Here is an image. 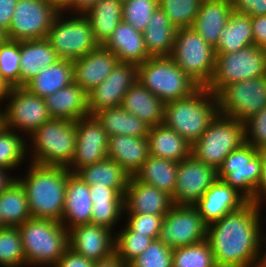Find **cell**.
Returning <instances> with one entry per match:
<instances>
[{
  "label": "cell",
  "mask_w": 266,
  "mask_h": 267,
  "mask_svg": "<svg viewBox=\"0 0 266 267\" xmlns=\"http://www.w3.org/2000/svg\"><path fill=\"white\" fill-rule=\"evenodd\" d=\"M261 206L248 202L207 226L206 240L217 267H258L264 265ZM263 242V243H262Z\"/></svg>",
  "instance_id": "obj_1"
},
{
  "label": "cell",
  "mask_w": 266,
  "mask_h": 267,
  "mask_svg": "<svg viewBox=\"0 0 266 267\" xmlns=\"http://www.w3.org/2000/svg\"><path fill=\"white\" fill-rule=\"evenodd\" d=\"M24 177H17L27 193L32 218L61 222L63 217L67 167L30 163Z\"/></svg>",
  "instance_id": "obj_2"
},
{
  "label": "cell",
  "mask_w": 266,
  "mask_h": 267,
  "mask_svg": "<svg viewBox=\"0 0 266 267\" xmlns=\"http://www.w3.org/2000/svg\"><path fill=\"white\" fill-rule=\"evenodd\" d=\"M218 114L216 95L207 87H199L185 98L165 103L163 124L192 146Z\"/></svg>",
  "instance_id": "obj_3"
},
{
  "label": "cell",
  "mask_w": 266,
  "mask_h": 267,
  "mask_svg": "<svg viewBox=\"0 0 266 267\" xmlns=\"http://www.w3.org/2000/svg\"><path fill=\"white\" fill-rule=\"evenodd\" d=\"M18 229L26 266L53 267L69 248V231L59 221L29 218Z\"/></svg>",
  "instance_id": "obj_4"
},
{
  "label": "cell",
  "mask_w": 266,
  "mask_h": 267,
  "mask_svg": "<svg viewBox=\"0 0 266 267\" xmlns=\"http://www.w3.org/2000/svg\"><path fill=\"white\" fill-rule=\"evenodd\" d=\"M31 161L29 163L68 167L73 160L76 145L75 122L51 118L31 136ZM34 144V145H33Z\"/></svg>",
  "instance_id": "obj_5"
},
{
  "label": "cell",
  "mask_w": 266,
  "mask_h": 267,
  "mask_svg": "<svg viewBox=\"0 0 266 267\" xmlns=\"http://www.w3.org/2000/svg\"><path fill=\"white\" fill-rule=\"evenodd\" d=\"M138 66V81L164 103L185 98L200 86L170 56L150 57Z\"/></svg>",
  "instance_id": "obj_6"
},
{
  "label": "cell",
  "mask_w": 266,
  "mask_h": 267,
  "mask_svg": "<svg viewBox=\"0 0 266 267\" xmlns=\"http://www.w3.org/2000/svg\"><path fill=\"white\" fill-rule=\"evenodd\" d=\"M170 57L200 87H207L211 82L215 50L192 27L177 29Z\"/></svg>",
  "instance_id": "obj_7"
},
{
  "label": "cell",
  "mask_w": 266,
  "mask_h": 267,
  "mask_svg": "<svg viewBox=\"0 0 266 267\" xmlns=\"http://www.w3.org/2000/svg\"><path fill=\"white\" fill-rule=\"evenodd\" d=\"M244 143L245 123L218 114L205 133L192 145L191 154L218 170L225 157Z\"/></svg>",
  "instance_id": "obj_8"
},
{
  "label": "cell",
  "mask_w": 266,
  "mask_h": 267,
  "mask_svg": "<svg viewBox=\"0 0 266 267\" xmlns=\"http://www.w3.org/2000/svg\"><path fill=\"white\" fill-rule=\"evenodd\" d=\"M215 54V71L207 86L215 95L232 83L266 75V51L255 44L235 53Z\"/></svg>",
  "instance_id": "obj_9"
},
{
  "label": "cell",
  "mask_w": 266,
  "mask_h": 267,
  "mask_svg": "<svg viewBox=\"0 0 266 267\" xmlns=\"http://www.w3.org/2000/svg\"><path fill=\"white\" fill-rule=\"evenodd\" d=\"M63 13L59 11L53 20L47 39L60 59L73 61L96 49L99 43L85 14L66 19Z\"/></svg>",
  "instance_id": "obj_10"
},
{
  "label": "cell",
  "mask_w": 266,
  "mask_h": 267,
  "mask_svg": "<svg viewBox=\"0 0 266 267\" xmlns=\"http://www.w3.org/2000/svg\"><path fill=\"white\" fill-rule=\"evenodd\" d=\"M217 178L236 189L249 202H255L261 179L260 151L245 142L225 157L217 170Z\"/></svg>",
  "instance_id": "obj_11"
},
{
  "label": "cell",
  "mask_w": 266,
  "mask_h": 267,
  "mask_svg": "<svg viewBox=\"0 0 266 267\" xmlns=\"http://www.w3.org/2000/svg\"><path fill=\"white\" fill-rule=\"evenodd\" d=\"M216 97L219 114L245 123L266 106V75L225 86Z\"/></svg>",
  "instance_id": "obj_12"
},
{
  "label": "cell",
  "mask_w": 266,
  "mask_h": 267,
  "mask_svg": "<svg viewBox=\"0 0 266 267\" xmlns=\"http://www.w3.org/2000/svg\"><path fill=\"white\" fill-rule=\"evenodd\" d=\"M58 12L46 0H18L9 30L6 32L8 40L47 38Z\"/></svg>",
  "instance_id": "obj_13"
},
{
  "label": "cell",
  "mask_w": 266,
  "mask_h": 267,
  "mask_svg": "<svg viewBox=\"0 0 266 267\" xmlns=\"http://www.w3.org/2000/svg\"><path fill=\"white\" fill-rule=\"evenodd\" d=\"M206 234L207 225L194 205H173L164 216L158 240L173 249L206 240Z\"/></svg>",
  "instance_id": "obj_14"
},
{
  "label": "cell",
  "mask_w": 266,
  "mask_h": 267,
  "mask_svg": "<svg viewBox=\"0 0 266 267\" xmlns=\"http://www.w3.org/2000/svg\"><path fill=\"white\" fill-rule=\"evenodd\" d=\"M7 107L3 111V126L11 130L22 131L31 136L41 125L51 119L45 99L25 87H14L6 98ZM20 130V131H19Z\"/></svg>",
  "instance_id": "obj_15"
},
{
  "label": "cell",
  "mask_w": 266,
  "mask_h": 267,
  "mask_svg": "<svg viewBox=\"0 0 266 267\" xmlns=\"http://www.w3.org/2000/svg\"><path fill=\"white\" fill-rule=\"evenodd\" d=\"M217 179V170L192 154L179 162L173 205H194Z\"/></svg>",
  "instance_id": "obj_16"
},
{
  "label": "cell",
  "mask_w": 266,
  "mask_h": 267,
  "mask_svg": "<svg viewBox=\"0 0 266 267\" xmlns=\"http://www.w3.org/2000/svg\"><path fill=\"white\" fill-rule=\"evenodd\" d=\"M75 128L73 160L67 167L71 173L107 158L108 135L94 116L89 115L77 120Z\"/></svg>",
  "instance_id": "obj_17"
},
{
  "label": "cell",
  "mask_w": 266,
  "mask_h": 267,
  "mask_svg": "<svg viewBox=\"0 0 266 267\" xmlns=\"http://www.w3.org/2000/svg\"><path fill=\"white\" fill-rule=\"evenodd\" d=\"M137 81L138 66L135 63L118 62L108 77L87 94L89 115L121 106L125 94Z\"/></svg>",
  "instance_id": "obj_18"
},
{
  "label": "cell",
  "mask_w": 266,
  "mask_h": 267,
  "mask_svg": "<svg viewBox=\"0 0 266 267\" xmlns=\"http://www.w3.org/2000/svg\"><path fill=\"white\" fill-rule=\"evenodd\" d=\"M68 231L69 248L79 255L99 261L115 253V235L107 227L87 223L73 226Z\"/></svg>",
  "instance_id": "obj_19"
},
{
  "label": "cell",
  "mask_w": 266,
  "mask_h": 267,
  "mask_svg": "<svg viewBox=\"0 0 266 267\" xmlns=\"http://www.w3.org/2000/svg\"><path fill=\"white\" fill-rule=\"evenodd\" d=\"M248 202L236 189L217 178L194 206L208 226L224 215L241 209Z\"/></svg>",
  "instance_id": "obj_20"
},
{
  "label": "cell",
  "mask_w": 266,
  "mask_h": 267,
  "mask_svg": "<svg viewBox=\"0 0 266 267\" xmlns=\"http://www.w3.org/2000/svg\"><path fill=\"white\" fill-rule=\"evenodd\" d=\"M118 62L112 51L99 45L85 56L73 60V82L88 94L108 77Z\"/></svg>",
  "instance_id": "obj_21"
},
{
  "label": "cell",
  "mask_w": 266,
  "mask_h": 267,
  "mask_svg": "<svg viewBox=\"0 0 266 267\" xmlns=\"http://www.w3.org/2000/svg\"><path fill=\"white\" fill-rule=\"evenodd\" d=\"M173 206L171 196L132 176L124 193V212L166 215Z\"/></svg>",
  "instance_id": "obj_22"
},
{
  "label": "cell",
  "mask_w": 266,
  "mask_h": 267,
  "mask_svg": "<svg viewBox=\"0 0 266 267\" xmlns=\"http://www.w3.org/2000/svg\"><path fill=\"white\" fill-rule=\"evenodd\" d=\"M92 206L89 185L71 173L66 183L62 225L69 230L76 225L91 223Z\"/></svg>",
  "instance_id": "obj_23"
},
{
  "label": "cell",
  "mask_w": 266,
  "mask_h": 267,
  "mask_svg": "<svg viewBox=\"0 0 266 267\" xmlns=\"http://www.w3.org/2000/svg\"><path fill=\"white\" fill-rule=\"evenodd\" d=\"M150 156L147 137L113 135L108 137L107 157L116 161L131 177Z\"/></svg>",
  "instance_id": "obj_24"
},
{
  "label": "cell",
  "mask_w": 266,
  "mask_h": 267,
  "mask_svg": "<svg viewBox=\"0 0 266 267\" xmlns=\"http://www.w3.org/2000/svg\"><path fill=\"white\" fill-rule=\"evenodd\" d=\"M232 12L231 0H203L192 28L215 49Z\"/></svg>",
  "instance_id": "obj_25"
},
{
  "label": "cell",
  "mask_w": 266,
  "mask_h": 267,
  "mask_svg": "<svg viewBox=\"0 0 266 267\" xmlns=\"http://www.w3.org/2000/svg\"><path fill=\"white\" fill-rule=\"evenodd\" d=\"M103 46L112 51L119 62L139 65L151 57L146 50L143 33L123 20Z\"/></svg>",
  "instance_id": "obj_26"
},
{
  "label": "cell",
  "mask_w": 266,
  "mask_h": 267,
  "mask_svg": "<svg viewBox=\"0 0 266 267\" xmlns=\"http://www.w3.org/2000/svg\"><path fill=\"white\" fill-rule=\"evenodd\" d=\"M127 188L89 186L92 206L91 223L113 230L124 212V193Z\"/></svg>",
  "instance_id": "obj_27"
},
{
  "label": "cell",
  "mask_w": 266,
  "mask_h": 267,
  "mask_svg": "<svg viewBox=\"0 0 266 267\" xmlns=\"http://www.w3.org/2000/svg\"><path fill=\"white\" fill-rule=\"evenodd\" d=\"M44 99L51 118L76 122L89 116L87 93L75 82Z\"/></svg>",
  "instance_id": "obj_28"
},
{
  "label": "cell",
  "mask_w": 266,
  "mask_h": 267,
  "mask_svg": "<svg viewBox=\"0 0 266 267\" xmlns=\"http://www.w3.org/2000/svg\"><path fill=\"white\" fill-rule=\"evenodd\" d=\"M19 86H24L43 68L60 60L47 38L19 41Z\"/></svg>",
  "instance_id": "obj_29"
},
{
  "label": "cell",
  "mask_w": 266,
  "mask_h": 267,
  "mask_svg": "<svg viewBox=\"0 0 266 267\" xmlns=\"http://www.w3.org/2000/svg\"><path fill=\"white\" fill-rule=\"evenodd\" d=\"M121 107L150 127L163 124L165 103L139 81L129 88L122 99Z\"/></svg>",
  "instance_id": "obj_30"
},
{
  "label": "cell",
  "mask_w": 266,
  "mask_h": 267,
  "mask_svg": "<svg viewBox=\"0 0 266 267\" xmlns=\"http://www.w3.org/2000/svg\"><path fill=\"white\" fill-rule=\"evenodd\" d=\"M176 31L177 28L158 6L142 32L148 54L151 57L171 56Z\"/></svg>",
  "instance_id": "obj_31"
},
{
  "label": "cell",
  "mask_w": 266,
  "mask_h": 267,
  "mask_svg": "<svg viewBox=\"0 0 266 267\" xmlns=\"http://www.w3.org/2000/svg\"><path fill=\"white\" fill-rule=\"evenodd\" d=\"M147 138L152 156L179 163L191 155L192 146L164 124L150 127Z\"/></svg>",
  "instance_id": "obj_32"
},
{
  "label": "cell",
  "mask_w": 266,
  "mask_h": 267,
  "mask_svg": "<svg viewBox=\"0 0 266 267\" xmlns=\"http://www.w3.org/2000/svg\"><path fill=\"white\" fill-rule=\"evenodd\" d=\"M71 83H73V61L60 59L55 64L43 68L23 87L31 93L45 98Z\"/></svg>",
  "instance_id": "obj_33"
},
{
  "label": "cell",
  "mask_w": 266,
  "mask_h": 267,
  "mask_svg": "<svg viewBox=\"0 0 266 267\" xmlns=\"http://www.w3.org/2000/svg\"><path fill=\"white\" fill-rule=\"evenodd\" d=\"M93 116L102 125L108 137L113 135L148 136L150 126L138 117L125 111L121 106L102 109Z\"/></svg>",
  "instance_id": "obj_34"
},
{
  "label": "cell",
  "mask_w": 266,
  "mask_h": 267,
  "mask_svg": "<svg viewBox=\"0 0 266 267\" xmlns=\"http://www.w3.org/2000/svg\"><path fill=\"white\" fill-rule=\"evenodd\" d=\"M178 164L172 160L150 155L134 177L172 196L177 182Z\"/></svg>",
  "instance_id": "obj_35"
},
{
  "label": "cell",
  "mask_w": 266,
  "mask_h": 267,
  "mask_svg": "<svg viewBox=\"0 0 266 267\" xmlns=\"http://www.w3.org/2000/svg\"><path fill=\"white\" fill-rule=\"evenodd\" d=\"M122 5L119 0H97L85 13L99 45H103L108 40L122 21Z\"/></svg>",
  "instance_id": "obj_36"
},
{
  "label": "cell",
  "mask_w": 266,
  "mask_h": 267,
  "mask_svg": "<svg viewBox=\"0 0 266 267\" xmlns=\"http://www.w3.org/2000/svg\"><path fill=\"white\" fill-rule=\"evenodd\" d=\"M254 44L251 17L232 12L221 32L215 52L235 53Z\"/></svg>",
  "instance_id": "obj_37"
},
{
  "label": "cell",
  "mask_w": 266,
  "mask_h": 267,
  "mask_svg": "<svg viewBox=\"0 0 266 267\" xmlns=\"http://www.w3.org/2000/svg\"><path fill=\"white\" fill-rule=\"evenodd\" d=\"M89 186L108 188H127L131 176L114 160L105 158L95 164L87 165L76 173Z\"/></svg>",
  "instance_id": "obj_38"
},
{
  "label": "cell",
  "mask_w": 266,
  "mask_h": 267,
  "mask_svg": "<svg viewBox=\"0 0 266 267\" xmlns=\"http://www.w3.org/2000/svg\"><path fill=\"white\" fill-rule=\"evenodd\" d=\"M0 214L8 227H18L32 218L27 193L18 179L0 194Z\"/></svg>",
  "instance_id": "obj_39"
},
{
  "label": "cell",
  "mask_w": 266,
  "mask_h": 267,
  "mask_svg": "<svg viewBox=\"0 0 266 267\" xmlns=\"http://www.w3.org/2000/svg\"><path fill=\"white\" fill-rule=\"evenodd\" d=\"M21 135V136H20ZM26 139L24 140L22 133L0 127V167L12 171L25 161L28 149Z\"/></svg>",
  "instance_id": "obj_40"
},
{
  "label": "cell",
  "mask_w": 266,
  "mask_h": 267,
  "mask_svg": "<svg viewBox=\"0 0 266 267\" xmlns=\"http://www.w3.org/2000/svg\"><path fill=\"white\" fill-rule=\"evenodd\" d=\"M173 267H217L207 240L173 248Z\"/></svg>",
  "instance_id": "obj_41"
},
{
  "label": "cell",
  "mask_w": 266,
  "mask_h": 267,
  "mask_svg": "<svg viewBox=\"0 0 266 267\" xmlns=\"http://www.w3.org/2000/svg\"><path fill=\"white\" fill-rule=\"evenodd\" d=\"M0 265L23 267L26 265L21 233L18 227L0 229Z\"/></svg>",
  "instance_id": "obj_42"
},
{
  "label": "cell",
  "mask_w": 266,
  "mask_h": 267,
  "mask_svg": "<svg viewBox=\"0 0 266 267\" xmlns=\"http://www.w3.org/2000/svg\"><path fill=\"white\" fill-rule=\"evenodd\" d=\"M203 0H158V6L178 28L192 27Z\"/></svg>",
  "instance_id": "obj_43"
},
{
  "label": "cell",
  "mask_w": 266,
  "mask_h": 267,
  "mask_svg": "<svg viewBox=\"0 0 266 267\" xmlns=\"http://www.w3.org/2000/svg\"><path fill=\"white\" fill-rule=\"evenodd\" d=\"M114 234L115 253L125 264L143 253L154 240L146 235L134 233L126 225L119 233Z\"/></svg>",
  "instance_id": "obj_44"
},
{
  "label": "cell",
  "mask_w": 266,
  "mask_h": 267,
  "mask_svg": "<svg viewBox=\"0 0 266 267\" xmlns=\"http://www.w3.org/2000/svg\"><path fill=\"white\" fill-rule=\"evenodd\" d=\"M158 5V0L125 1L122 5V20L137 31L143 32Z\"/></svg>",
  "instance_id": "obj_45"
},
{
  "label": "cell",
  "mask_w": 266,
  "mask_h": 267,
  "mask_svg": "<svg viewBox=\"0 0 266 267\" xmlns=\"http://www.w3.org/2000/svg\"><path fill=\"white\" fill-rule=\"evenodd\" d=\"M173 249L153 240L148 248L131 260L129 267H173Z\"/></svg>",
  "instance_id": "obj_46"
},
{
  "label": "cell",
  "mask_w": 266,
  "mask_h": 267,
  "mask_svg": "<svg viewBox=\"0 0 266 267\" xmlns=\"http://www.w3.org/2000/svg\"><path fill=\"white\" fill-rule=\"evenodd\" d=\"M19 41L6 40L0 46V75L14 87H19Z\"/></svg>",
  "instance_id": "obj_47"
},
{
  "label": "cell",
  "mask_w": 266,
  "mask_h": 267,
  "mask_svg": "<svg viewBox=\"0 0 266 267\" xmlns=\"http://www.w3.org/2000/svg\"><path fill=\"white\" fill-rule=\"evenodd\" d=\"M126 226L134 233L158 239L165 215H150L140 213H127Z\"/></svg>",
  "instance_id": "obj_48"
},
{
  "label": "cell",
  "mask_w": 266,
  "mask_h": 267,
  "mask_svg": "<svg viewBox=\"0 0 266 267\" xmlns=\"http://www.w3.org/2000/svg\"><path fill=\"white\" fill-rule=\"evenodd\" d=\"M245 142L257 150L266 149V106L245 122Z\"/></svg>",
  "instance_id": "obj_49"
},
{
  "label": "cell",
  "mask_w": 266,
  "mask_h": 267,
  "mask_svg": "<svg viewBox=\"0 0 266 267\" xmlns=\"http://www.w3.org/2000/svg\"><path fill=\"white\" fill-rule=\"evenodd\" d=\"M233 11L250 17L266 15V0H231Z\"/></svg>",
  "instance_id": "obj_50"
},
{
  "label": "cell",
  "mask_w": 266,
  "mask_h": 267,
  "mask_svg": "<svg viewBox=\"0 0 266 267\" xmlns=\"http://www.w3.org/2000/svg\"><path fill=\"white\" fill-rule=\"evenodd\" d=\"M94 261L68 248L53 267H93Z\"/></svg>",
  "instance_id": "obj_51"
},
{
  "label": "cell",
  "mask_w": 266,
  "mask_h": 267,
  "mask_svg": "<svg viewBox=\"0 0 266 267\" xmlns=\"http://www.w3.org/2000/svg\"><path fill=\"white\" fill-rule=\"evenodd\" d=\"M254 44L266 51V15L251 17Z\"/></svg>",
  "instance_id": "obj_52"
},
{
  "label": "cell",
  "mask_w": 266,
  "mask_h": 267,
  "mask_svg": "<svg viewBox=\"0 0 266 267\" xmlns=\"http://www.w3.org/2000/svg\"><path fill=\"white\" fill-rule=\"evenodd\" d=\"M18 0H0V28L9 30L15 6Z\"/></svg>",
  "instance_id": "obj_53"
},
{
  "label": "cell",
  "mask_w": 266,
  "mask_h": 267,
  "mask_svg": "<svg viewBox=\"0 0 266 267\" xmlns=\"http://www.w3.org/2000/svg\"><path fill=\"white\" fill-rule=\"evenodd\" d=\"M259 151L261 156V179L256 191L255 203L262 206V202L266 201V149Z\"/></svg>",
  "instance_id": "obj_54"
},
{
  "label": "cell",
  "mask_w": 266,
  "mask_h": 267,
  "mask_svg": "<svg viewBox=\"0 0 266 267\" xmlns=\"http://www.w3.org/2000/svg\"><path fill=\"white\" fill-rule=\"evenodd\" d=\"M97 0H72L71 5L65 10L66 13L74 12V14H85ZM71 9V10H70Z\"/></svg>",
  "instance_id": "obj_55"
},
{
  "label": "cell",
  "mask_w": 266,
  "mask_h": 267,
  "mask_svg": "<svg viewBox=\"0 0 266 267\" xmlns=\"http://www.w3.org/2000/svg\"><path fill=\"white\" fill-rule=\"evenodd\" d=\"M126 265L116 253H113L107 258L94 261L93 267H126Z\"/></svg>",
  "instance_id": "obj_56"
},
{
  "label": "cell",
  "mask_w": 266,
  "mask_h": 267,
  "mask_svg": "<svg viewBox=\"0 0 266 267\" xmlns=\"http://www.w3.org/2000/svg\"><path fill=\"white\" fill-rule=\"evenodd\" d=\"M7 171V169L0 167V194L17 180V176H9L10 171Z\"/></svg>",
  "instance_id": "obj_57"
},
{
  "label": "cell",
  "mask_w": 266,
  "mask_h": 267,
  "mask_svg": "<svg viewBox=\"0 0 266 267\" xmlns=\"http://www.w3.org/2000/svg\"><path fill=\"white\" fill-rule=\"evenodd\" d=\"M14 86L0 75V102L2 103L12 92Z\"/></svg>",
  "instance_id": "obj_58"
},
{
  "label": "cell",
  "mask_w": 266,
  "mask_h": 267,
  "mask_svg": "<svg viewBox=\"0 0 266 267\" xmlns=\"http://www.w3.org/2000/svg\"><path fill=\"white\" fill-rule=\"evenodd\" d=\"M53 5L58 11H63L71 5L72 0H46Z\"/></svg>",
  "instance_id": "obj_59"
},
{
  "label": "cell",
  "mask_w": 266,
  "mask_h": 267,
  "mask_svg": "<svg viewBox=\"0 0 266 267\" xmlns=\"http://www.w3.org/2000/svg\"><path fill=\"white\" fill-rule=\"evenodd\" d=\"M7 34L6 32L0 28V46L7 40Z\"/></svg>",
  "instance_id": "obj_60"
},
{
  "label": "cell",
  "mask_w": 266,
  "mask_h": 267,
  "mask_svg": "<svg viewBox=\"0 0 266 267\" xmlns=\"http://www.w3.org/2000/svg\"><path fill=\"white\" fill-rule=\"evenodd\" d=\"M1 105V104H0ZM1 107H0V127L3 125V111H1Z\"/></svg>",
  "instance_id": "obj_61"
},
{
  "label": "cell",
  "mask_w": 266,
  "mask_h": 267,
  "mask_svg": "<svg viewBox=\"0 0 266 267\" xmlns=\"http://www.w3.org/2000/svg\"><path fill=\"white\" fill-rule=\"evenodd\" d=\"M6 227L2 221V217H1V214H0V229Z\"/></svg>",
  "instance_id": "obj_62"
},
{
  "label": "cell",
  "mask_w": 266,
  "mask_h": 267,
  "mask_svg": "<svg viewBox=\"0 0 266 267\" xmlns=\"http://www.w3.org/2000/svg\"><path fill=\"white\" fill-rule=\"evenodd\" d=\"M264 237H265V239H264V240H265V244H266V236H264ZM265 249H266V246H265ZM264 255H265L264 264L266 265V250H265V254H264Z\"/></svg>",
  "instance_id": "obj_63"
}]
</instances>
